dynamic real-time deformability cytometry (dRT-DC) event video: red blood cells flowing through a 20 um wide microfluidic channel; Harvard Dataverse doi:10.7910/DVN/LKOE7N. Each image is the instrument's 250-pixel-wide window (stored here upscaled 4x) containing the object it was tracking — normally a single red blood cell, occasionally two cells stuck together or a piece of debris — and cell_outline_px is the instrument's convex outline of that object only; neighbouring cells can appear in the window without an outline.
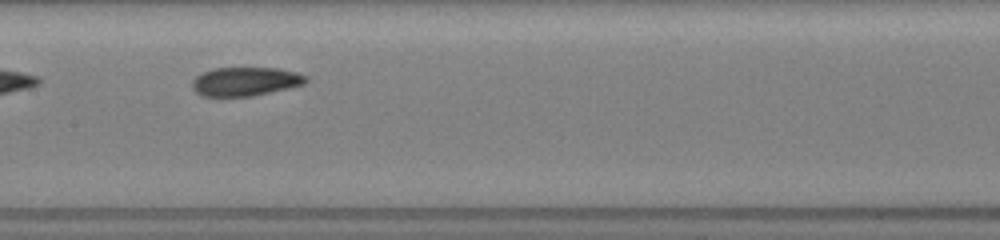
{"species": "common noctule bat (a hibernating species)", "species_latin": "Nyctalus noctula", "temperature_condition": "room temperature", "stored_images_in_passage": 17, "camera_frame_rate_fps": 3000, "um_per_image_px": 0.085, "animal": {"sex": "female", "body_mass_g": 19.5, "forearm_length_mm": 54.1}, "frame": {"image": 1, "passage_image": 6, "time_ms": 3.667, "image_size_px": [1000, 240], "cell_outline_px": [[308, 80], [304, 84], [288, 88], [252, 96], [200, 96], [192, 88], [192, 80], [196, 76], [204, 72], [216, 68], [276, 68], [296, 72], [308, 76]], "centroid_in_image_um": [20.85, 6.93], "position_along_channel_um": 186.5, "area_um2": 19.02}}
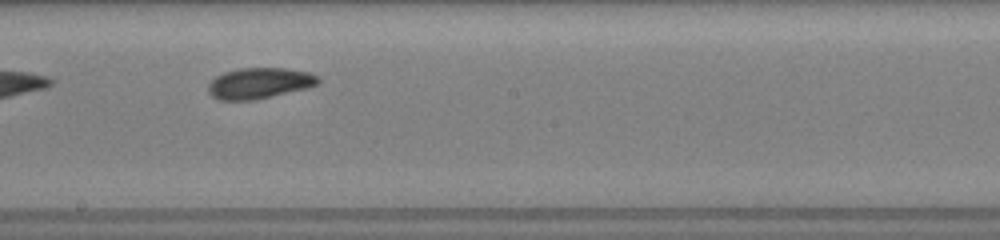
{"frame": {"image": 2, "passage_image": 8, "time_ms": 4.667, "image_size_px": [1000, 240], "cell_outline_px": [[320, 80], [316, 84], [308, 88], [272, 96], [252, 100], [220, 100], [212, 96], [208, 92], [208, 84], [216, 76], [224, 72], [240, 68], [284, 68], [308, 72], [320, 76]], "centroid_in_image_um": [22.05, 7.07], "position_along_channel_um": 226.2, "area_um2": 19.77}}